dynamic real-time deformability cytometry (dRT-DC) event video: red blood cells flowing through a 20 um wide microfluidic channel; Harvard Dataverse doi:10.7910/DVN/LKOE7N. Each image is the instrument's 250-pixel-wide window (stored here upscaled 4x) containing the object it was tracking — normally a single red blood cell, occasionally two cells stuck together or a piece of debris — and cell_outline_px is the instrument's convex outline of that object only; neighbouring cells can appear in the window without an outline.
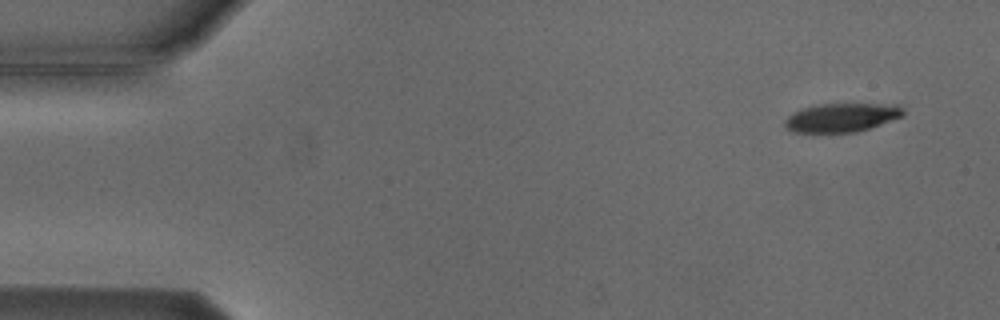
{"species": "Egyptian fruit bat (a non-hibernating species)", "species_latin": "Rousettus aegyptiacus", "temperature_condition": "cold", "stored_images_in_passage": 5, "camera_frame_rate_fps": 3000, "um_per_image_px": 0.085, "animal": {"sex": "male"}, "frame": {"image": 1, "passage_image": 1, "time_ms": 0.0, "image_size_px": [1000, 320], "cell_outline_px": [[904, 116], [856, 132], [792, 132], [784, 124], [784, 120], [788, 116], [804, 108], [820, 104], [896, 104], [904, 108]], "centroid_in_image_um": [71.57, 9.98], "position_along_channel_um": 13.4, "area_um2": 19.59}}
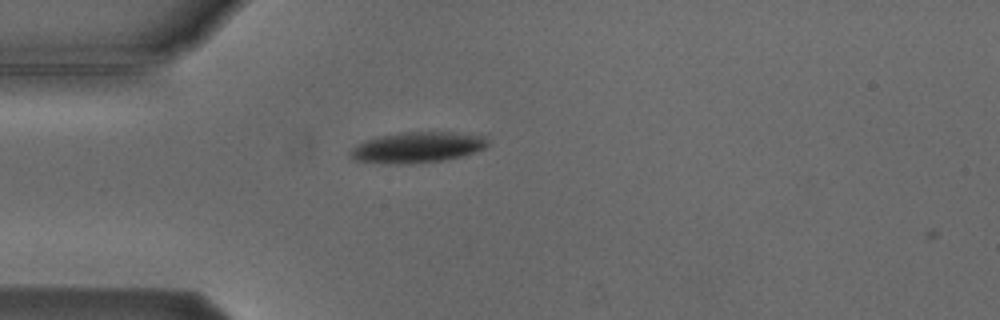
{"frame": {"image": 2, "passage_image": 4, "time_ms": 3.667, "image_size_px": [1000, 320], "cell_outline_px": [[488, 144], [484, 148], [464, 156], [444, 160], [412, 164], [384, 164], [352, 160], [348, 152], [352, 148], [364, 140], [376, 136], [400, 132], [452, 132], [484, 136], [488, 140]], "centroid_in_image_um": [35.41, 12.53], "position_along_channel_um": 49.6, "area_um2": 25.03}}